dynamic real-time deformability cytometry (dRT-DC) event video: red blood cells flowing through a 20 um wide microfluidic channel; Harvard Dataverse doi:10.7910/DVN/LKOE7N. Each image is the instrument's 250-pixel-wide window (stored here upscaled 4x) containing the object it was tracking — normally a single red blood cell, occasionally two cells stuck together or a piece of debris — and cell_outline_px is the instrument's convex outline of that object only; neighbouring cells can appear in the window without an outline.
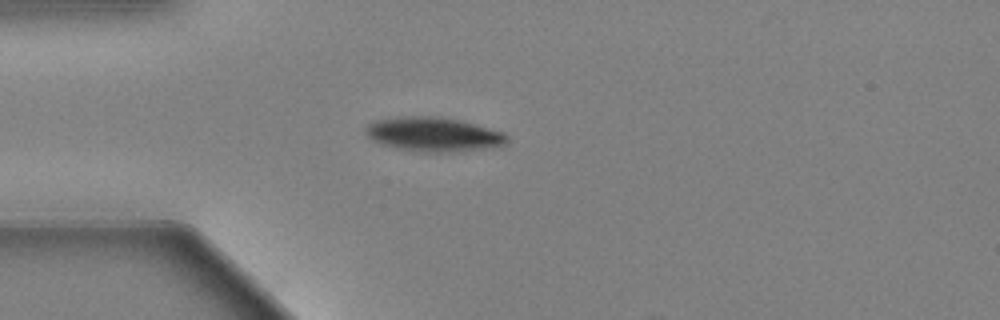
{"species": "Egyptian fruit bat (a non-hibernating species)", "species_latin": "Rousettus aegyptiacus", "temperature_condition": "warm", "stored_images_in_passage": 5, "camera_frame_rate_fps": 3000, "um_per_image_px": 0.085, "animal": {"sex": "female"}, "frame": {"image": 1, "passage_image": 1, "time_ms": 0.0, "image_size_px": [1000, 320], "cell_outline_px": [[508, 140], [504, 144], [484, 148], [452, 152], [424, 152], [400, 148], [380, 144], [372, 140], [364, 132], [364, 128], [368, 124], [376, 120], [400, 116], [440, 116], [460, 120], [476, 124], [504, 132], [508, 136]], "centroid_in_image_um": [36.82, 11.4], "position_along_channel_um": 48.2, "area_um2": 28.21}}